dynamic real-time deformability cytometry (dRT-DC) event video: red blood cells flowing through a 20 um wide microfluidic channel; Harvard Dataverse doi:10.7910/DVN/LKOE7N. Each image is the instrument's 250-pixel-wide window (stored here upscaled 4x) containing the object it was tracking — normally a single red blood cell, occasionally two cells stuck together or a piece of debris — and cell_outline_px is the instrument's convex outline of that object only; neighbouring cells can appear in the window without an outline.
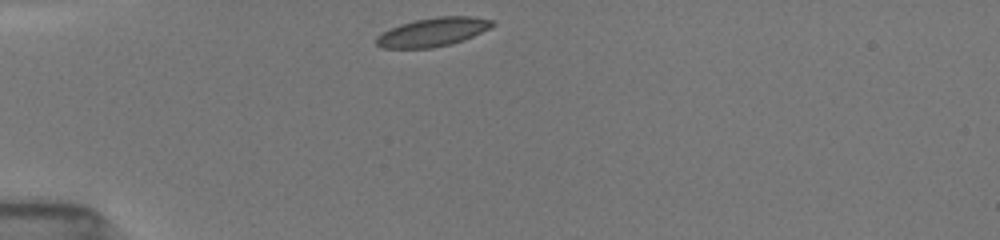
{"species": "common noctule bat (a hibernating species)", "species_latin": "Nyctalus noctula", "temperature_condition": "room temperature", "stored_images_in_passage": 39, "camera_frame_rate_fps": 3000, "um_per_image_px": 0.085, "animal": {"sex": "female", "body_mass_g": 19.5, "forearm_length_mm": 54.1}, "frame": {"image": 1, "passage_image": 1, "time_ms": 0.0, "image_size_px": [1000, 240], "cell_outline_px": [[496, 24], [464, 40], [432, 48], [380, 48], [376, 44], [376, 36], [388, 28], [400, 24], [416, 20], [436, 16], [472, 16], [492, 20]], "centroid_in_image_um": [36.74, 2.72], "position_along_channel_um": 48.3, "area_um2": 19.36}}
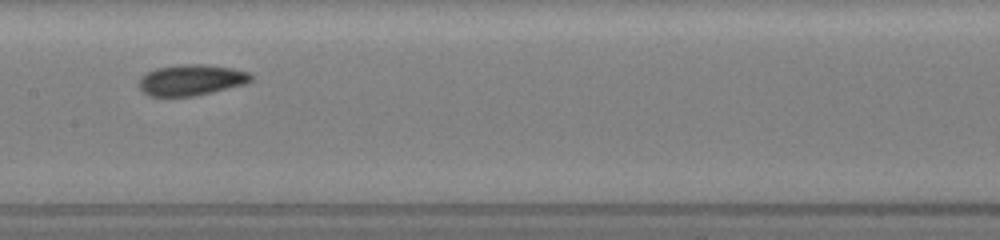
{"frame": {"image": 2, "passage_image": 14, "time_ms": 4.333, "image_size_px": [1000, 240], "cell_outline_px": [[252, 80], [244, 84], [212, 92], [192, 96], [148, 96], [136, 84], [140, 76], [156, 68], [176, 64], [204, 64], [232, 68], [248, 72], [252, 76]], "centroid_in_image_um": [16.2, 6.79], "position_along_channel_um": 191.2, "area_um2": 20.29}}
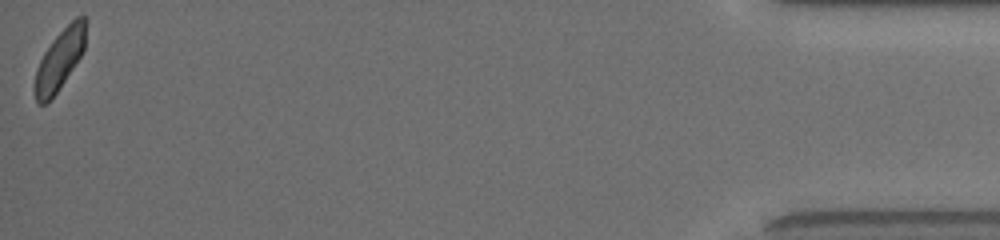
{"frame": {"image": 3, "passage_image": 39, "time_ms": 12.667, "image_size_px": [1000, 240], "cell_outline_px": [[88, 20], [84, 48], [80, 56], [48, 104], [40, 104], [36, 100], [32, 88], [36, 68], [44, 52], [52, 40], [76, 16], [84, 16]], "centroid_in_image_um": [5.05, 5.06], "position_along_channel_um": 430.2, "area_um2": 17.98}, "authors_computed_cell_mechanics": {"area_um2": 19.363, "velocity_mm_per_s": 3.878, "shape_relaxation_time_tau1_ms": 2.1931, "shape_relaxation_time_tau2_ms": 2.6678, "deformation_change_tau1": 0.102, "deformation_change_tau2": 0.0771}}